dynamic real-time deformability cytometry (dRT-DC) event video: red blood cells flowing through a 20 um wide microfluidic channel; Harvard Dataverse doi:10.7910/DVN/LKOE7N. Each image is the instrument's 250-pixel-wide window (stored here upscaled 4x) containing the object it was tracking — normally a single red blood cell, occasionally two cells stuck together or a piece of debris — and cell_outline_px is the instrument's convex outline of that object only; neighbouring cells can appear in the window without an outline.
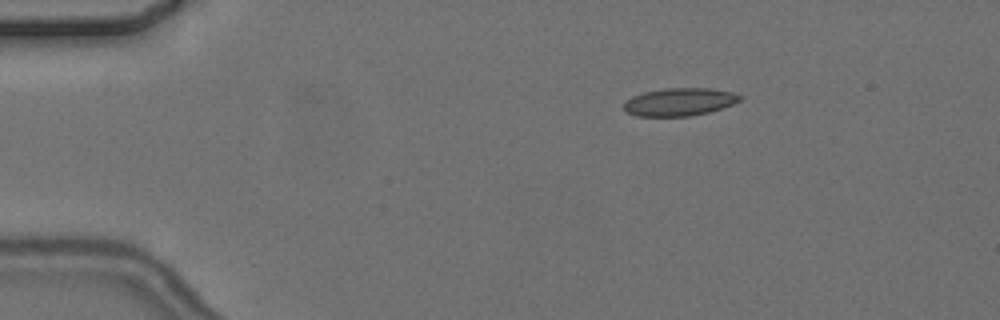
{"species": "common noctule bat (a hibernating species)", "species_latin": "Nyctalus noctula", "temperature_condition": "cold", "stored_images_in_passage": 4, "segment_of_instrument_passage": [1, 2], "camera_frame_rate_fps": 3000, "um_per_image_px": 0.085, "animal": {"sex": "female", "body_mass_g": 24.6, "forearm_length_mm": 56.2}, "frame": {"image": 1, "passage_image": 1, "time_ms": 0.0, "image_size_px": [1000, 320], "cell_outline_px": [[744, 96], [740, 100], [732, 104], [708, 112], [688, 116], [636, 116], [628, 112], [624, 108], [624, 104], [632, 96], [644, 92], [664, 88], [712, 88], [732, 92]], "centroid_in_image_um": [57.77, 8.65], "position_along_channel_um": 27.2, "area_um2": 18.67}}